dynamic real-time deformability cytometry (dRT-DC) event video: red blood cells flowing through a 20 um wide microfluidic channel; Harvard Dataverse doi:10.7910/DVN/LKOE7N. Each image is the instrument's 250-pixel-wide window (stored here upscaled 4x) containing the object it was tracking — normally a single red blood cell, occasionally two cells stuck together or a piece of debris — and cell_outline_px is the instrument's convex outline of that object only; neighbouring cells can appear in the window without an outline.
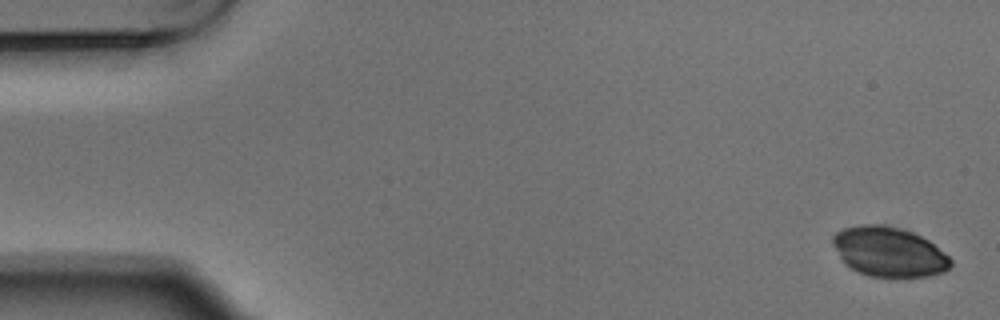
{"species": "Egyptian fruit bat (a non-hibernating species)", "species_latin": "Rousettus aegyptiacus", "temperature_condition": "warm", "stored_images_in_passage": 5, "camera_frame_rate_fps": 3000, "um_per_image_px": 0.085, "animal": {"sex": "male"}, "frame": {"image": 1, "passage_image": 1, "time_ms": 0.0, "image_size_px": [1000, 320], "cell_outline_px": [[952, 264], [944, 272], [928, 276], [868, 276], [844, 264], [832, 244], [832, 236], [836, 232], [844, 228], [860, 224], [880, 224], [900, 228], [912, 232], [928, 240], [944, 252], [952, 260]], "centroid_in_image_um": [75.54, 21.39], "position_along_channel_um": 9.5, "area_um2": 33.99}}